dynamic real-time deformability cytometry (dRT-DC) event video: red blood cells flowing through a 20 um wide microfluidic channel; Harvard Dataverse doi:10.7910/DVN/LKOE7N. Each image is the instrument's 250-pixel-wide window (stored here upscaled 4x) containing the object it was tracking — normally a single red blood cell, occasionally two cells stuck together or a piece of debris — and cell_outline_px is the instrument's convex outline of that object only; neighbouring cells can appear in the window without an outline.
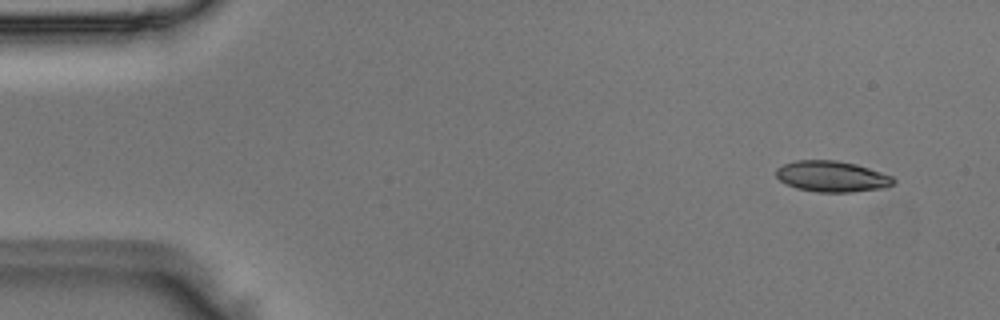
{"species": "Egyptian fruit bat (a non-hibernating species)", "species_latin": "Rousettus aegyptiacus", "temperature_condition": "room temperature", "stored_images_in_passage": 47, "camera_frame_rate_fps": 3000, "um_per_image_px": 0.085, "animal": {"sex": "male"}, "frame": {"image": 1, "passage_image": 1, "time_ms": 0.0, "image_size_px": [1000, 320], "cell_outline_px": [[896, 184], [888, 188], [852, 192], [816, 192], [796, 188], [780, 180], [776, 176], [776, 168], [784, 164], [796, 160], [836, 160], [856, 164], [892, 176], [896, 180]], "centroid_in_image_um": [70.76, 15.0], "position_along_channel_um": 14.2, "area_um2": 21.33}}
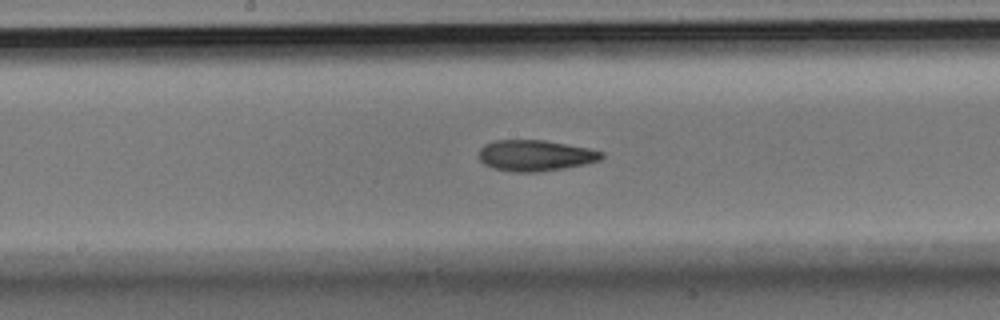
{"frame": {"image": 2, "passage_image": 23, "time_ms": 7.333, "image_size_px": [1000, 320], "cell_outline_px": [[604, 156], [600, 160], [584, 164], [564, 168], [536, 172], [512, 172], [492, 168], [484, 164], [480, 160], [480, 148], [484, 144], [492, 140], [544, 140], [588, 148], [604, 152]], "centroid_in_image_um": [45.48, 13.22], "position_along_channel_um": 202.7, "area_um2": 22.2}}
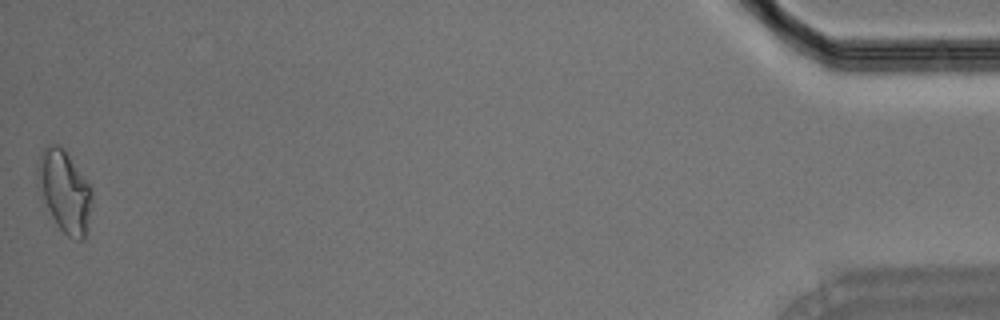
{"frame": {"image": 3, "passage_image": 47, "time_ms": 15.333, "image_size_px": [1000, 320], "cell_outline_px": [[92, 200], [88, 228], [84, 240], [76, 240], [68, 236], [56, 224], [36, 184], [36, 164], [44, 148], [48, 144], [60, 144], [64, 148], [84, 176], [92, 188]], "centroid_in_image_um": [5.49, 16.23], "position_along_channel_um": 429.7, "area_um2": 26.13}}